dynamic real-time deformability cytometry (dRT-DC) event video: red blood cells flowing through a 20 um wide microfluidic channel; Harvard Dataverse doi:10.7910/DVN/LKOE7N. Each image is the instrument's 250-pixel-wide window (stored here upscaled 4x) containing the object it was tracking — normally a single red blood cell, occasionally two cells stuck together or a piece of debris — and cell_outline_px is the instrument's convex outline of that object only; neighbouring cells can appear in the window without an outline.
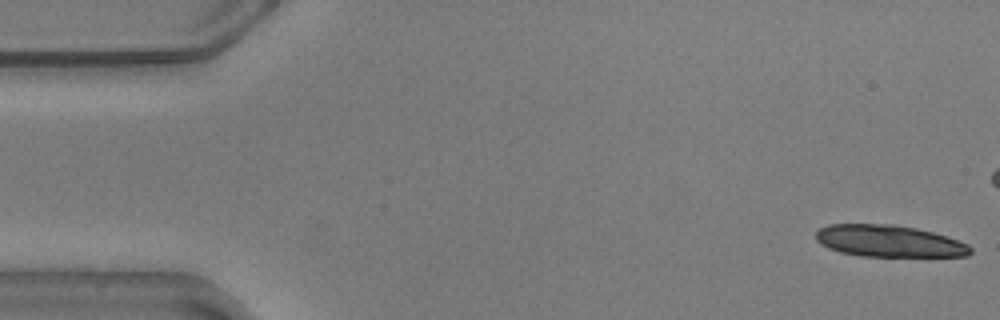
{"species": "common noctule bat (a hibernating species)", "species_latin": "Nyctalus noctula", "temperature_condition": "warm", "stored_images_in_passage": 34, "camera_frame_rate_fps": 3000, "um_per_image_px": 0.085, "animal": {"sex": "male", "body_mass_g": 20.5, "forearm_length_mm": 52.5}, "frame": {"image": 1, "passage_image": 1, "time_ms": 0.0, "image_size_px": [1000, 320], "cell_outline_px": [[972, 252], [968, 256], [860, 256], [840, 252], [828, 248], [820, 244], [816, 240], [816, 232], [820, 228], [828, 224], [896, 224], [916, 228], [948, 236], [968, 244], [972, 248]], "centroid_in_image_um": [75.56, 20.49], "position_along_channel_um": 9.4, "area_um2": 28.84}}